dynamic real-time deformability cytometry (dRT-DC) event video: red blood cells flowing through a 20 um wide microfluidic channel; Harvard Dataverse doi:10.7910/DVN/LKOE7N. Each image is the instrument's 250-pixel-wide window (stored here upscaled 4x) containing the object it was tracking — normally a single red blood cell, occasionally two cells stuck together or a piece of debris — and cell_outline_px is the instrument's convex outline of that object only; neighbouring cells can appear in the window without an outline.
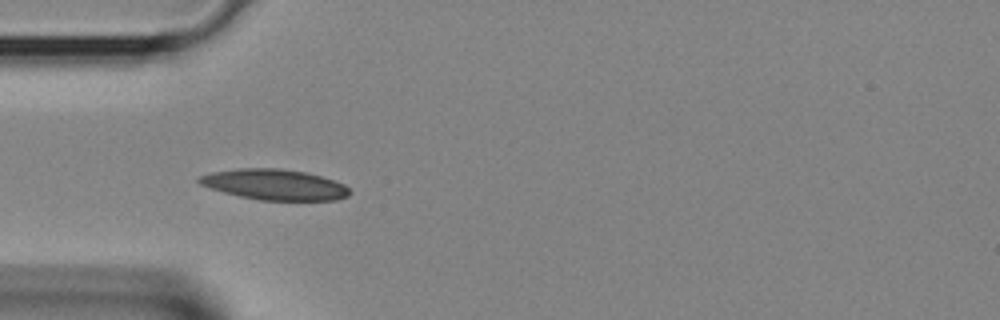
{"species": "Egyptian fruit bat (a non-hibernating species)", "species_latin": "Rousettus aegyptiacus", "temperature_condition": "room temperature", "stored_images_in_passage": 23, "camera_frame_rate_fps": 3000, "um_per_image_px": 0.085, "animal": {"sex": "female"}, "frame": {"image": 1, "passage_image": 2, "time_ms": 0.333, "image_size_px": [1000, 320], "cell_outline_px": [[352, 192], [348, 196], [336, 200], [260, 200], [240, 196], [224, 192], [200, 184], [196, 180], [200, 176], [212, 172], [240, 168], [276, 168], [304, 172], [320, 176], [344, 184]], "centroid_in_image_um": [23.35, 15.69], "position_along_channel_um": 61.7, "area_um2": 26.59}}
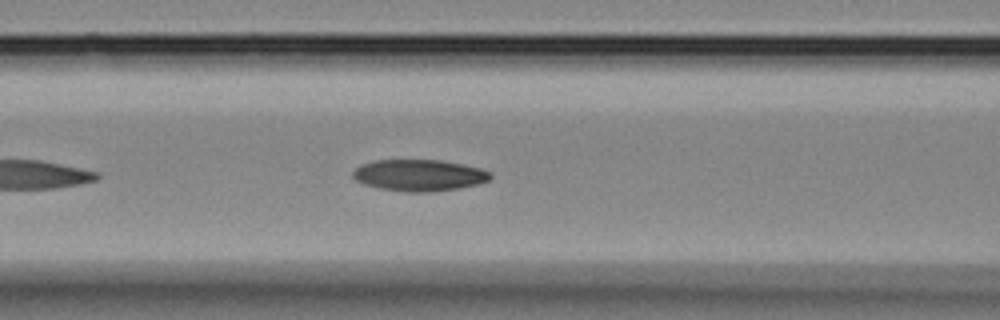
{"frame": {"image": 2, "passage_image": 6, "time_ms": 1.667, "image_size_px": [1000, 320], "cell_outline_px": [[492, 176], [488, 180], [480, 184], [460, 188], [432, 192], [408, 192], [380, 188], [364, 184], [356, 180], [352, 176], [352, 172], [360, 164], [372, 160], [440, 160], [480, 168], [492, 172]], "centroid_in_image_um": [35.63, 14.9], "position_along_channel_um": 131.0, "area_um2": 25.37}}
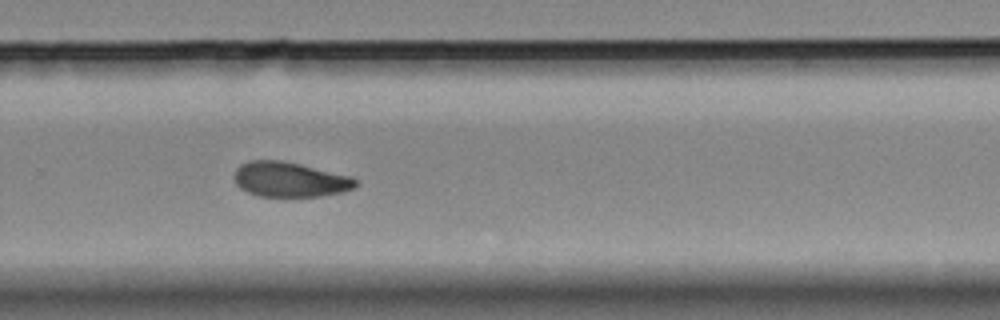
{"frame": {"image": 3, "passage_image": 16, "time_ms": 5.0, "image_size_px": [1000, 320], "cell_outline_px": [[356, 188], [344, 192], [320, 196], [256, 196], [240, 188], [236, 184], [232, 176], [236, 168], [240, 164], [248, 160], [280, 160], [300, 164], [352, 176], [356, 180]], "centroid_in_image_um": [24.61, 15.25], "position_along_channel_um": 305.2, "area_um2": 24.97}}